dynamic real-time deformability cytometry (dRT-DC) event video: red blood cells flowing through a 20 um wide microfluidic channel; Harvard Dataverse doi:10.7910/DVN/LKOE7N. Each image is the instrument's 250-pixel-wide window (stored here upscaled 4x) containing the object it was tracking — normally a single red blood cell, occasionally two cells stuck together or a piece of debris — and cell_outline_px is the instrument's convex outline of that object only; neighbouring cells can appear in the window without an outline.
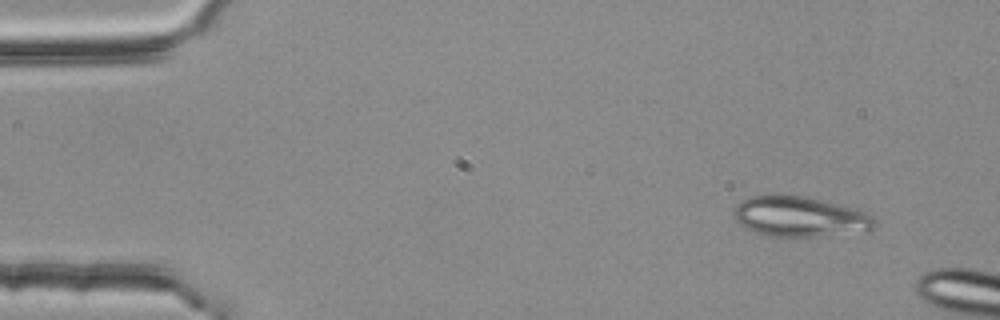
{"species": "common noctule bat (a hibernating species)", "species_latin": "Nyctalus noctula", "temperature_condition": "room temperature", "stored_images_in_passage": 13, "camera_frame_rate_fps": 3000, "um_per_image_px": 0.085, "animal": {"sex": "female", "body_mass_g": 25.1}, "frame": {"image": 1, "passage_image": 4, "time_ms": 1.0, "image_size_px": [1000, 320], "cell_outline_px": [[876, 224], [872, 232], [816, 236], [768, 236], [756, 232], [740, 224], [732, 216], [732, 212], [736, 204], [752, 196], [784, 192], [852, 208], [864, 212], [872, 216], [876, 220]], "centroid_in_image_um": [67.98, 18.41], "position_along_channel_um": 17.0, "area_um2": 33.35}}